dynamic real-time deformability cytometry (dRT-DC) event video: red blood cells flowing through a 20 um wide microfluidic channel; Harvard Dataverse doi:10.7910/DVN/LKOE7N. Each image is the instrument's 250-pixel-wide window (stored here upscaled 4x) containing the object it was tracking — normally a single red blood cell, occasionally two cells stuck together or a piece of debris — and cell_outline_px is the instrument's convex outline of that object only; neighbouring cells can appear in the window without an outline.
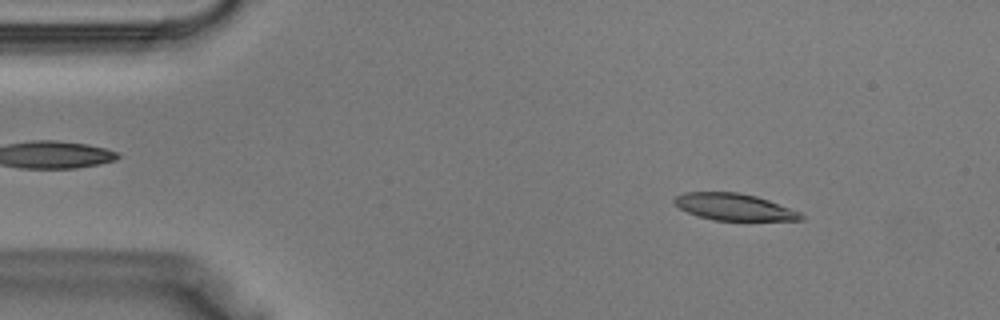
{"species": "Egyptian fruit bat (a non-hibernating species)", "species_latin": "Rousettus aegyptiacus", "temperature_condition": "warm", "stored_images_in_passage": 38, "camera_frame_rate_fps": 3000, "um_per_image_px": 0.085, "animal": {"sex": "male"}, "frame": {"image": 1, "passage_image": 5, "time_ms": 1.333, "image_size_px": [1000, 320], "cell_outline_px": [[804, 220], [712, 220], [688, 212], [680, 208], [672, 200], [676, 196], [684, 192], [736, 192], [756, 196], [768, 200], [800, 212], [804, 216]], "centroid_in_image_um": [62.4, 17.59], "position_along_channel_um": 22.6, "area_um2": 19.54}}
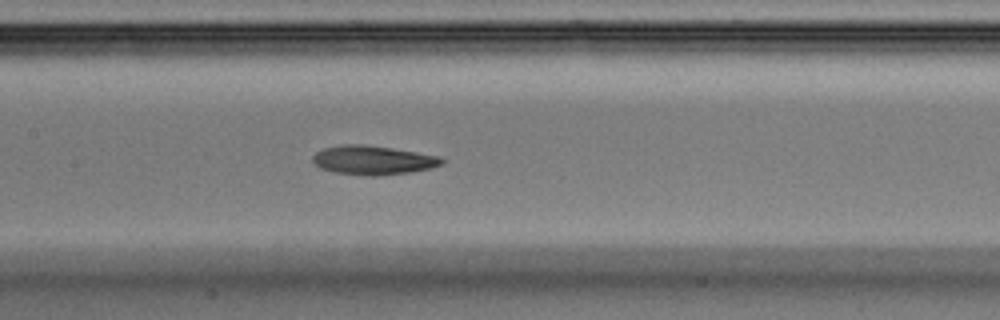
{"frame": {"image": 2, "passage_image": 18, "time_ms": 5.667, "image_size_px": [1000, 320], "cell_outline_px": [[444, 164], [432, 168], [412, 172], [376, 176], [368, 176], [336, 172], [320, 168], [312, 160], [312, 156], [316, 152], [324, 148], [344, 144], [360, 144], [392, 148], [440, 156], [444, 160]], "centroid_in_image_um": [31.74, 13.61], "position_along_channel_um": 175.7, "area_um2": 21.85}}
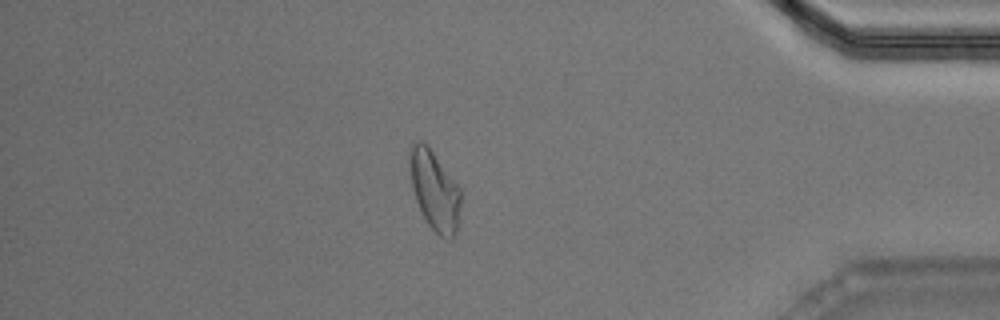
{"frame": {"image": 3, "passage_image": 33, "time_ms": 10.667, "image_size_px": [1000, 320], "cell_outline_px": [[460, 204], [456, 236], [452, 240], [448, 240], [440, 236], [428, 224], [416, 200], [412, 188], [412, 144], [420, 140], [428, 144], [460, 188]], "centroid_in_image_um": [36.99, 16.24], "position_along_channel_um": 398.2, "area_um2": 23.06}}